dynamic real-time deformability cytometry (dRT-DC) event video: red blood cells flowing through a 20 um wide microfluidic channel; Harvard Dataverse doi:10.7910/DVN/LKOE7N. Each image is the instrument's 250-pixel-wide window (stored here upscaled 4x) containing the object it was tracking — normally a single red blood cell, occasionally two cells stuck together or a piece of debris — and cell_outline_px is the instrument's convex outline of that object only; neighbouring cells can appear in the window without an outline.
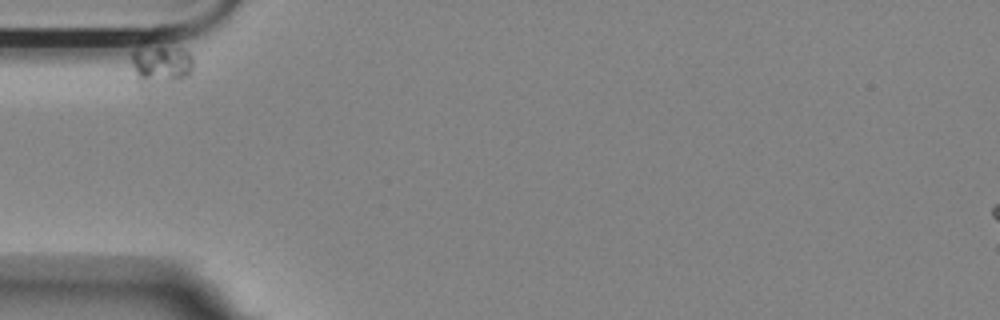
{"species": "Egyptian fruit bat (a non-hibernating species)", "species_latin": "Rousettus aegyptiacus", "temperature_condition": "room temperature", "stored_images_in_passage": 1, "camera_frame_rate_fps": 3000, "um_per_image_px": 0.085, "animal": {"sex": "female"}, "frame": {"image": 1, "passage_image": 1, "time_ms": 0.0, "image_size_px": [1000, 320], "cell_outline_px": [[192, 68], [184, 76], [176, 80], [144, 88], [140, 88], [132, 64], [132, 52], [156, 48], [180, 48], [188, 52], [192, 56]], "centroid_in_image_um": [13.65, 5.58], "position_along_channel_um": 71.3, "area_um2": 13.58}}